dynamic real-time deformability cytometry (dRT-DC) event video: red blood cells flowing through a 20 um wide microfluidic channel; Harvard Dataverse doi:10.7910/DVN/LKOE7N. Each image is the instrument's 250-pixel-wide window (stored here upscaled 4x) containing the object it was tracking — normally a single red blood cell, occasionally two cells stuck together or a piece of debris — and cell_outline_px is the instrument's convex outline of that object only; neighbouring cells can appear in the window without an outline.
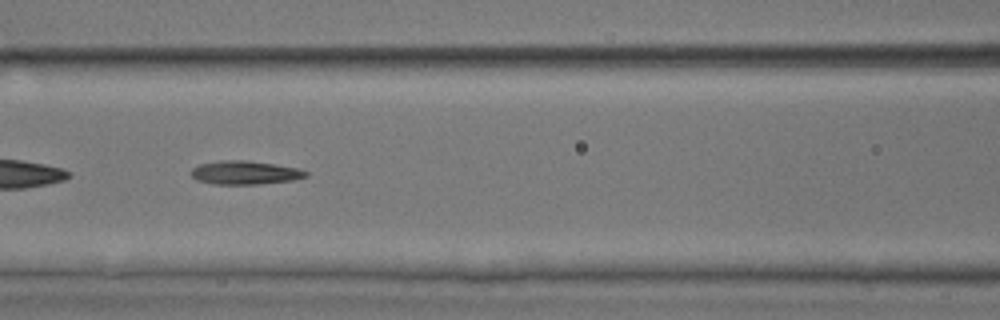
{"species": "common noctule bat (a hibernating species)", "species_latin": "Nyctalus noctula", "temperature_condition": "room temperature", "stored_images_in_passage": 50, "camera_frame_rate_fps": 3000, "um_per_image_px": 0.085, "animal": {"sex": "male", "body_mass_g": 17.9, "forearm_length_mm": 54.2}, "frame": {"image": 1, "passage_image": 22, "time_ms": 7.0, "image_size_px": [1000, 320], "cell_outline_px": [[308, 176], [292, 180], [256, 184], [216, 184], [196, 180], [192, 176], [192, 168], [200, 164], [220, 160], [248, 160], [276, 164], [300, 168], [308, 172]], "centroid_in_image_um": [20.85, 14.66], "position_along_channel_um": 145.8, "area_um2": 15.78}}
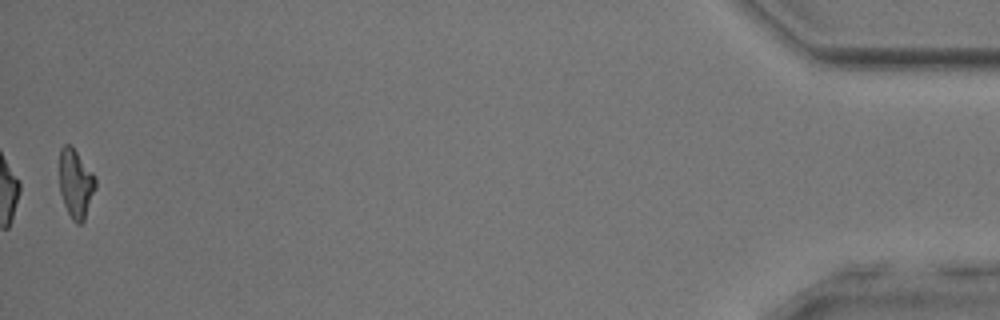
{"frame": {"image": 2, "passage_image": 50, "time_ms": 16.333, "image_size_px": [1000, 320], "cell_outline_px": [[96, 188], [84, 220], [80, 224], [76, 224], [72, 220], [64, 204], [60, 192], [60, 148], [64, 144], [72, 144], [96, 176]], "centroid_in_image_um": [6.45, 15.57], "position_along_channel_um": 428.7, "area_um2": 14.68}, "authors_computed_cell_mechanics": {"area_um2": 15.2592, "velocity_mm_per_s": 4.0161, "shape_relaxation_time_tau1_ms": 5.3527, "shape_relaxation_time_tau2_ms": 1.8105, "deformation_change_tau1": 0.1831, "deformation_change_tau2": 0.1168}}